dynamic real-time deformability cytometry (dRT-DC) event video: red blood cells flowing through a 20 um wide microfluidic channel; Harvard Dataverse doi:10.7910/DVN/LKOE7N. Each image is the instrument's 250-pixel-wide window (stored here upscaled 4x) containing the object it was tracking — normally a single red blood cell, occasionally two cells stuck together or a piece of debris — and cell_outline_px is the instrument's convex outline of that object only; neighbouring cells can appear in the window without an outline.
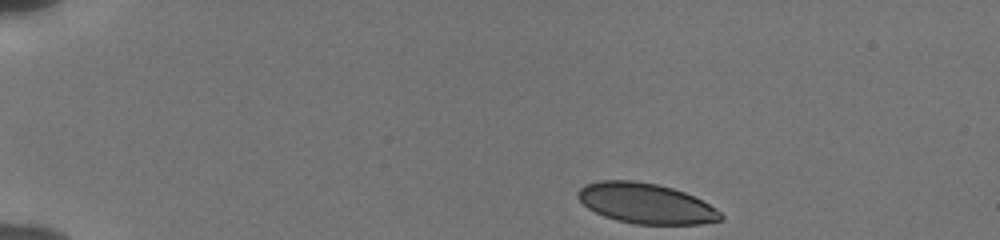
{"species": "human", "species_latin": "Homo sapiens", "temperature_condition": "cold", "stored_images_in_passage": 45, "camera_frame_rate_fps": 3000, "um_per_image_px": 0.085, "donor": {"sex": "male"}, "frame": {"image": 1, "passage_image": 1, "time_ms": 0.0, "image_size_px": [1000, 240], "cell_outline_px": [[724, 220], [700, 224], [636, 224], [616, 220], [604, 216], [588, 208], [576, 196], [576, 192], [584, 184], [600, 180], [632, 180], [656, 184], [672, 188], [684, 192], [716, 208], [724, 216]], "centroid_in_image_um": [54.88, 17.29], "position_along_channel_um": 30.1, "area_um2": 33.52}}
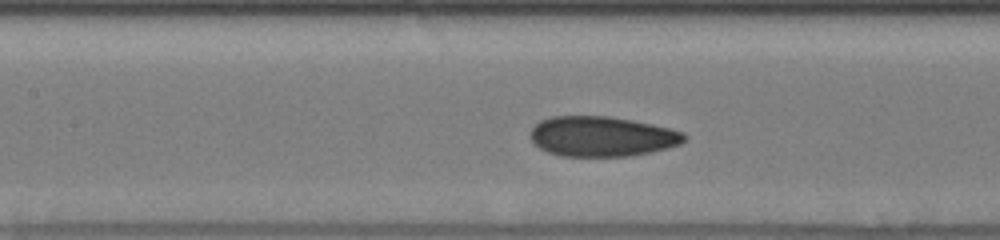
{"frame": {"image": 2, "passage_image": 18, "time_ms": 5.667, "image_size_px": [1000, 240], "cell_outline_px": [[688, 136], [680, 144], [652, 152], [628, 156], [560, 156], [548, 152], [532, 144], [528, 136], [532, 128], [540, 120], [552, 116], [608, 116], [632, 120], [652, 124], [684, 132]], "centroid_in_image_um": [51.12, 11.6], "position_along_channel_um": 156.3, "area_um2": 36.18}}
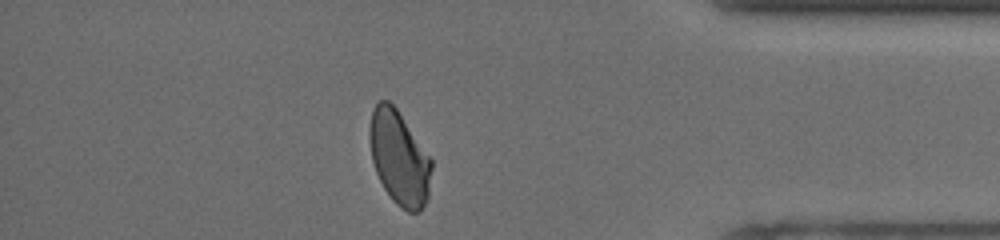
{"frame": {"image": 3, "passage_image": 39, "time_ms": 12.667, "image_size_px": [1000, 240], "cell_outline_px": [[432, 168], [428, 196], [424, 204], [416, 212], [408, 212], [400, 208], [392, 200], [384, 188], [376, 172], [372, 160], [368, 136], [368, 132], [372, 112], [376, 104], [380, 100], [388, 100], [396, 108], [432, 160]], "centroid_in_image_um": [33.92, 13.43], "position_along_channel_um": 401.3, "area_um2": 33.7}, "authors_computed_cell_mechanics": {"area_um2": 34.9112, "velocity_mm_per_s": 3.8312, "shape_relaxation_time_tau1_ms": 8.2105, "shape_relaxation_time_tau2_ms": 1.2729, "deformation_change_tau1": 0.1572, "deformation_change_tau2": 0.0536}}